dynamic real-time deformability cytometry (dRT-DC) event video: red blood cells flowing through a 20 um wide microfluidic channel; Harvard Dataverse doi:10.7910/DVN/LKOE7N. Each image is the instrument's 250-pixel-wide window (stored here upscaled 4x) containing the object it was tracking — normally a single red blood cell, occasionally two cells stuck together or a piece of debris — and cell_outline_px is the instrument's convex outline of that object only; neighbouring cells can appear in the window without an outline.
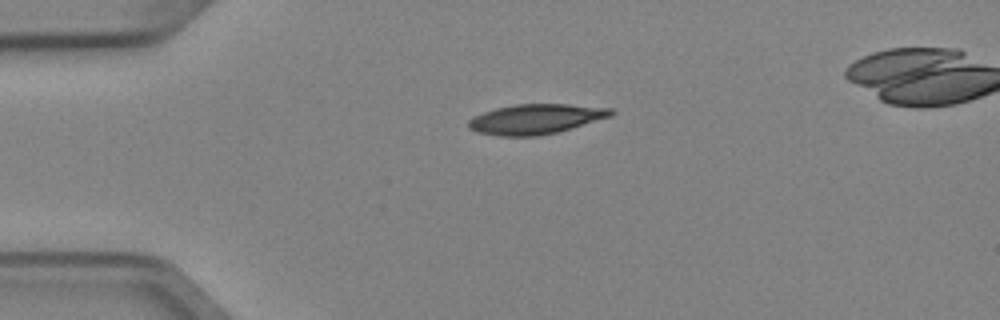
{"species": "Egyptian fruit bat (a non-hibernating species)", "species_latin": "Rousettus aegyptiacus", "temperature_condition": "cold", "stored_images_in_passage": 3, "camera_frame_rate_fps": 3000, "um_per_image_px": 0.085, "animal": {"sex": "female"}, "frame": {"image": 1, "passage_image": 1, "time_ms": 0.0, "image_size_px": [1000, 320], "cell_outline_px": [[616, 112], [612, 116], [572, 128], [556, 132], [536, 136], [500, 136], [476, 132], [468, 128], [468, 120], [472, 116], [496, 108], [512, 104], [568, 104], [612, 108]], "centroid_in_image_um": [45.53, 10.11], "position_along_channel_um": 39.5, "area_um2": 25.03}}